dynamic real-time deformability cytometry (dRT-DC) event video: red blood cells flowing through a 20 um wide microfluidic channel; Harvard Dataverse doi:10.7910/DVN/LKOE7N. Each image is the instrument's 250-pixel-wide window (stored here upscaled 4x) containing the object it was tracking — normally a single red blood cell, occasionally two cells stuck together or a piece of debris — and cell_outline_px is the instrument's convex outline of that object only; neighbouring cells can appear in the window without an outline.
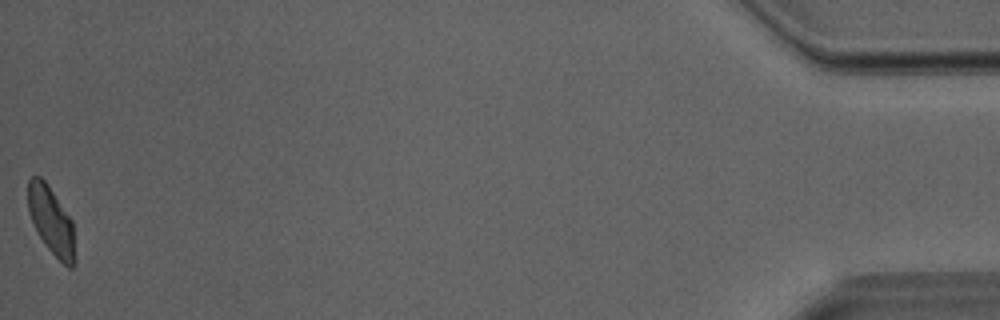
{"species": "Egyptian fruit bat (a non-hibernating species)", "species_latin": "Rousettus aegyptiacus", "temperature_condition": "room temperature", "stored_images_in_passage": 37, "camera_frame_rate_fps": 3000, "um_per_image_px": 0.085, "animal": {"sex": "male"}, "frame": {"image": 1, "passage_image": 37, "time_ms": 12.0, "image_size_px": [1000, 320], "cell_outline_px": [[76, 264], [72, 268], [68, 268], [44, 244], [28, 212], [28, 180], [32, 176], [40, 176], [48, 184], [72, 220], [76, 260]], "centroid_in_image_um": [4.38, 18.77], "position_along_channel_um": 430.8, "area_um2": 18.5}}